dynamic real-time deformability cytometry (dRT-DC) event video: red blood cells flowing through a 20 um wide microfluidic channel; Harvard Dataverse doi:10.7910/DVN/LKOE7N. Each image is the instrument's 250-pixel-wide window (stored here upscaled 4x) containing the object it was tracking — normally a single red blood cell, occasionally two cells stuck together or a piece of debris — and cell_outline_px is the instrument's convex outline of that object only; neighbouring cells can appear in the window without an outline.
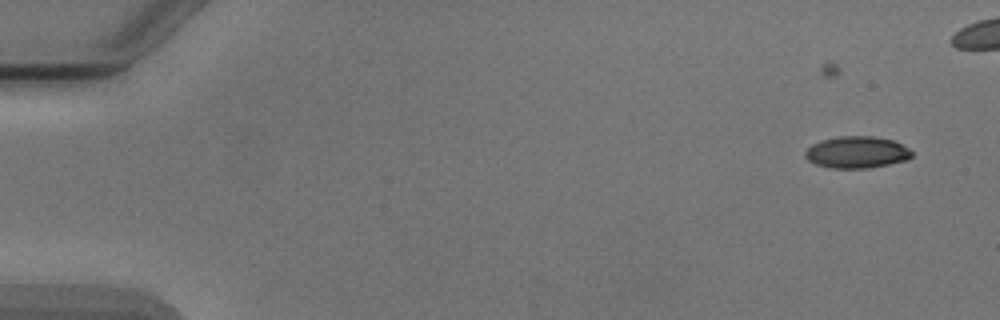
{"species": "Egyptian fruit bat (a non-hibernating species)", "species_latin": "Rousettus aegyptiacus", "temperature_condition": "cold", "stored_images_in_passage": 5, "camera_frame_rate_fps": 3000, "um_per_image_px": 0.085, "animal": {"sex": "male"}, "frame": {"image": 1, "passage_image": 2, "time_ms": 1.333, "image_size_px": [1000, 320], "cell_outline_px": [[912, 156], [908, 160], [868, 168], [832, 168], [816, 164], [808, 160], [804, 156], [804, 152], [812, 144], [824, 140], [840, 136], [872, 136], [892, 140], [908, 148], [912, 152]], "centroid_in_image_um": [72.83, 12.95], "position_along_channel_um": 12.2, "area_um2": 19.59}}